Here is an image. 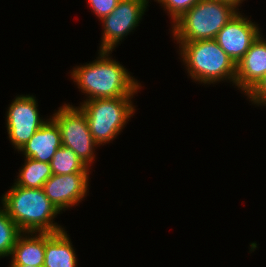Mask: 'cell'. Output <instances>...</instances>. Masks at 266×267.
<instances>
[{"label":"cell","mask_w":266,"mask_h":267,"mask_svg":"<svg viewBox=\"0 0 266 267\" xmlns=\"http://www.w3.org/2000/svg\"><path fill=\"white\" fill-rule=\"evenodd\" d=\"M246 96L252 104L266 106V74Z\"/></svg>","instance_id":"ffe728a7"},{"label":"cell","mask_w":266,"mask_h":267,"mask_svg":"<svg viewBox=\"0 0 266 267\" xmlns=\"http://www.w3.org/2000/svg\"><path fill=\"white\" fill-rule=\"evenodd\" d=\"M22 233L4 208L0 207V258L11 255L17 239Z\"/></svg>","instance_id":"e0dca14e"},{"label":"cell","mask_w":266,"mask_h":267,"mask_svg":"<svg viewBox=\"0 0 266 267\" xmlns=\"http://www.w3.org/2000/svg\"><path fill=\"white\" fill-rule=\"evenodd\" d=\"M50 166L52 173L56 175L90 172V168L70 148L63 145L55 152Z\"/></svg>","instance_id":"2e32d148"},{"label":"cell","mask_w":266,"mask_h":267,"mask_svg":"<svg viewBox=\"0 0 266 267\" xmlns=\"http://www.w3.org/2000/svg\"><path fill=\"white\" fill-rule=\"evenodd\" d=\"M258 24L238 12L216 35L215 41L237 63L261 34Z\"/></svg>","instance_id":"9c48e42d"},{"label":"cell","mask_w":266,"mask_h":267,"mask_svg":"<svg viewBox=\"0 0 266 267\" xmlns=\"http://www.w3.org/2000/svg\"><path fill=\"white\" fill-rule=\"evenodd\" d=\"M52 175L50 163L25 157L24 165L19 170L17 181L14 184L24 188H42Z\"/></svg>","instance_id":"9a60e30c"},{"label":"cell","mask_w":266,"mask_h":267,"mask_svg":"<svg viewBox=\"0 0 266 267\" xmlns=\"http://www.w3.org/2000/svg\"><path fill=\"white\" fill-rule=\"evenodd\" d=\"M35 98L30 94L16 96L6 113L8 138L18 152L46 122L39 116Z\"/></svg>","instance_id":"ba28073f"},{"label":"cell","mask_w":266,"mask_h":267,"mask_svg":"<svg viewBox=\"0 0 266 267\" xmlns=\"http://www.w3.org/2000/svg\"><path fill=\"white\" fill-rule=\"evenodd\" d=\"M238 10V6L226 0H200L172 23L173 39L177 42L215 39Z\"/></svg>","instance_id":"3957f363"},{"label":"cell","mask_w":266,"mask_h":267,"mask_svg":"<svg viewBox=\"0 0 266 267\" xmlns=\"http://www.w3.org/2000/svg\"><path fill=\"white\" fill-rule=\"evenodd\" d=\"M89 173L53 174L42 189L52 204L61 212L77 206L87 195Z\"/></svg>","instance_id":"30bf717a"},{"label":"cell","mask_w":266,"mask_h":267,"mask_svg":"<svg viewBox=\"0 0 266 267\" xmlns=\"http://www.w3.org/2000/svg\"><path fill=\"white\" fill-rule=\"evenodd\" d=\"M200 0H158L174 23L185 12L191 9Z\"/></svg>","instance_id":"ac0fdd59"},{"label":"cell","mask_w":266,"mask_h":267,"mask_svg":"<svg viewBox=\"0 0 266 267\" xmlns=\"http://www.w3.org/2000/svg\"><path fill=\"white\" fill-rule=\"evenodd\" d=\"M262 37L260 34L245 55L236 63L234 85L246 95L266 74V39Z\"/></svg>","instance_id":"8fae6325"},{"label":"cell","mask_w":266,"mask_h":267,"mask_svg":"<svg viewBox=\"0 0 266 267\" xmlns=\"http://www.w3.org/2000/svg\"><path fill=\"white\" fill-rule=\"evenodd\" d=\"M133 97L97 98L80 103L91 135L99 145L113 141L134 115Z\"/></svg>","instance_id":"5b68a950"},{"label":"cell","mask_w":266,"mask_h":267,"mask_svg":"<svg viewBox=\"0 0 266 267\" xmlns=\"http://www.w3.org/2000/svg\"><path fill=\"white\" fill-rule=\"evenodd\" d=\"M61 146L60 129L57 123L52 118H49L19 151L26 158L50 163L55 152Z\"/></svg>","instance_id":"7c38bea8"},{"label":"cell","mask_w":266,"mask_h":267,"mask_svg":"<svg viewBox=\"0 0 266 267\" xmlns=\"http://www.w3.org/2000/svg\"><path fill=\"white\" fill-rule=\"evenodd\" d=\"M92 11L101 20L116 8L120 0H87Z\"/></svg>","instance_id":"d6986e66"},{"label":"cell","mask_w":266,"mask_h":267,"mask_svg":"<svg viewBox=\"0 0 266 267\" xmlns=\"http://www.w3.org/2000/svg\"><path fill=\"white\" fill-rule=\"evenodd\" d=\"M58 125L62 145L70 148L89 168L95 160V149L99 144L93 139L87 118L78 107L64 104L51 117Z\"/></svg>","instance_id":"8992f818"},{"label":"cell","mask_w":266,"mask_h":267,"mask_svg":"<svg viewBox=\"0 0 266 267\" xmlns=\"http://www.w3.org/2000/svg\"><path fill=\"white\" fill-rule=\"evenodd\" d=\"M177 44L188 75L194 81L207 85L224 80L235 83L236 63L214 39Z\"/></svg>","instance_id":"277c9868"},{"label":"cell","mask_w":266,"mask_h":267,"mask_svg":"<svg viewBox=\"0 0 266 267\" xmlns=\"http://www.w3.org/2000/svg\"><path fill=\"white\" fill-rule=\"evenodd\" d=\"M7 192L1 198L2 206L22 232L57 233L64 230L58 223H53L60 211L42 188L31 189L14 184Z\"/></svg>","instance_id":"7a4b0ae2"},{"label":"cell","mask_w":266,"mask_h":267,"mask_svg":"<svg viewBox=\"0 0 266 267\" xmlns=\"http://www.w3.org/2000/svg\"><path fill=\"white\" fill-rule=\"evenodd\" d=\"M226 1H229L233 4H235L236 6H240V4L244 1V0H226Z\"/></svg>","instance_id":"44dd1931"},{"label":"cell","mask_w":266,"mask_h":267,"mask_svg":"<svg viewBox=\"0 0 266 267\" xmlns=\"http://www.w3.org/2000/svg\"><path fill=\"white\" fill-rule=\"evenodd\" d=\"M148 3L145 0H120L116 8L100 21L103 26L100 50L113 51L138 26Z\"/></svg>","instance_id":"52a82bcc"},{"label":"cell","mask_w":266,"mask_h":267,"mask_svg":"<svg viewBox=\"0 0 266 267\" xmlns=\"http://www.w3.org/2000/svg\"><path fill=\"white\" fill-rule=\"evenodd\" d=\"M9 267H37V266H30V265H10Z\"/></svg>","instance_id":"7402d4cb"},{"label":"cell","mask_w":266,"mask_h":267,"mask_svg":"<svg viewBox=\"0 0 266 267\" xmlns=\"http://www.w3.org/2000/svg\"><path fill=\"white\" fill-rule=\"evenodd\" d=\"M65 230L45 233V258L43 267H77L75 250Z\"/></svg>","instance_id":"5bb4252c"},{"label":"cell","mask_w":266,"mask_h":267,"mask_svg":"<svg viewBox=\"0 0 266 267\" xmlns=\"http://www.w3.org/2000/svg\"><path fill=\"white\" fill-rule=\"evenodd\" d=\"M10 256L12 257L10 265L43 267L45 258V233L23 232L18 237Z\"/></svg>","instance_id":"4fadbf2b"},{"label":"cell","mask_w":266,"mask_h":267,"mask_svg":"<svg viewBox=\"0 0 266 267\" xmlns=\"http://www.w3.org/2000/svg\"><path fill=\"white\" fill-rule=\"evenodd\" d=\"M97 60L80 65L70 72L73 81L86 100L134 96L141 85L118 61L110 56L112 51L98 50ZM89 98V99H88Z\"/></svg>","instance_id":"6da1fadb"}]
</instances>
